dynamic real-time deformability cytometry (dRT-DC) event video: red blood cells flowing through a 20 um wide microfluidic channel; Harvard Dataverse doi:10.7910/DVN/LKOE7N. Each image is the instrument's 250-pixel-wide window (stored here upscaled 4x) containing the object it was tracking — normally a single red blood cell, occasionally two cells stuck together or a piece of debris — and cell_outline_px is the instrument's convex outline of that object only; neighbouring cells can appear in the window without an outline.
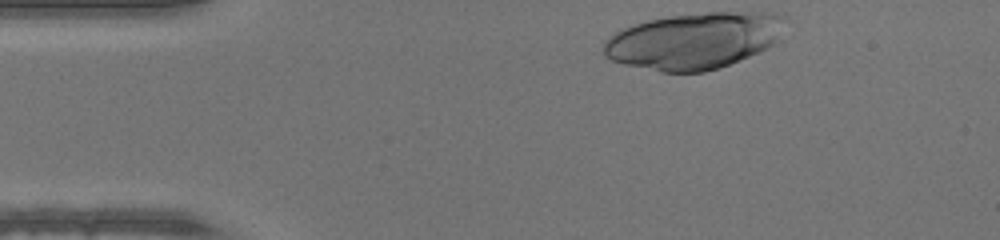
{"species": "human", "species_latin": "Homo sapiens", "temperature_condition": "warm", "stored_images_in_passage": 34, "camera_frame_rate_fps": 3000, "um_per_image_px": 0.085, "donor": {"sex": "male"}, "frame": {"image": 1, "passage_image": 1, "time_ms": 0.0, "image_size_px": [1000, 240], "cell_outline_px": [[784, 16], [780, 40], [760, 52], [720, 68], [704, 72], [664, 72], [624, 64], [612, 60], [604, 56], [604, 40], [608, 36], [624, 28], [648, 20], [668, 16], [708, 12], [772, 12]], "centroid_in_image_um": [59.01, 3.46], "position_along_channel_um": 26.0, "area_um2": 59.71}}